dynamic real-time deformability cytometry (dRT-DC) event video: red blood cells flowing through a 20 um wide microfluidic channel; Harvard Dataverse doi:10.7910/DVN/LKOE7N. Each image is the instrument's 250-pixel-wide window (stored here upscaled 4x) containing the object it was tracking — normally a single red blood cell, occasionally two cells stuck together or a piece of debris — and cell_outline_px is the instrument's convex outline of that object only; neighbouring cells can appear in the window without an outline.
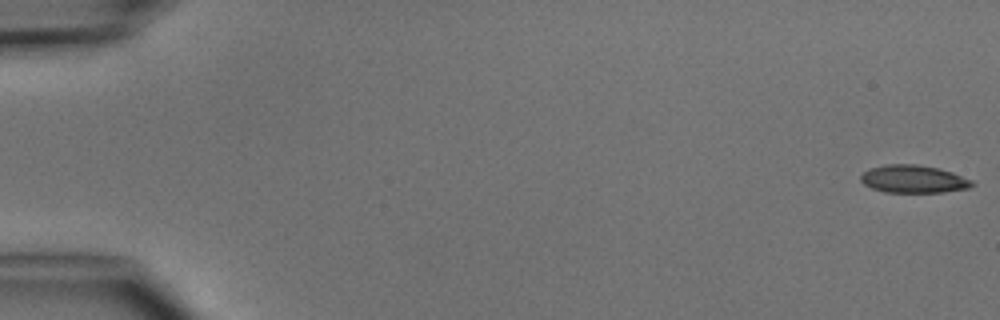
{"species": "common noctule bat (a hibernating species)", "species_latin": "Nyctalus noctula", "temperature_condition": "cold", "stored_images_in_passage": 5, "camera_frame_rate_fps": 3000, "um_per_image_px": 0.085, "animal": {"sex": "male", "body_mass_g": 15.6}, "frame": {"image": 1, "passage_image": 1, "time_ms": 0.0, "image_size_px": [1000, 320], "cell_outline_px": [[976, 184], [968, 188], [944, 192], [884, 192], [872, 188], [864, 184], [860, 180], [860, 176], [868, 168], [884, 164], [916, 164], [940, 168], [952, 172], [972, 180]], "centroid_in_image_um": [77.64, 15.21], "position_along_channel_um": 7.4, "area_um2": 18.15}}